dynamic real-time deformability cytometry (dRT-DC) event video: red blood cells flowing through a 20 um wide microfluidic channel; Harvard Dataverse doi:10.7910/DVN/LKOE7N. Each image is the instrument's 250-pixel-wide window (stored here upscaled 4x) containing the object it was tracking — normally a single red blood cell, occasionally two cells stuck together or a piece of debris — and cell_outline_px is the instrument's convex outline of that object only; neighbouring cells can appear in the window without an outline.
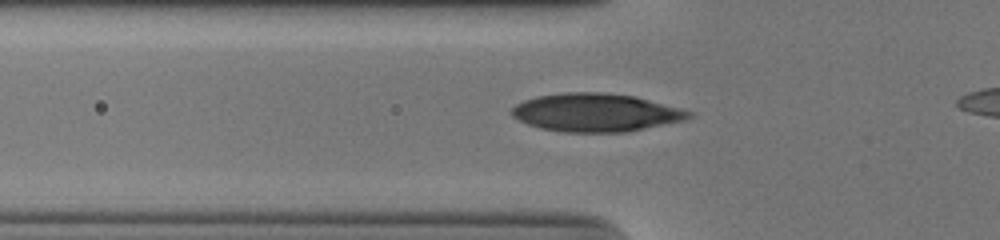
{"species": "human", "species_latin": "Homo sapiens", "temperature_condition": "cold", "stored_images_in_passage": 32, "camera_frame_rate_fps": 3000, "um_per_image_px": 0.085, "donor": {"sex": "male"}, "frame": {"image": 1, "passage_image": 2, "time_ms": 0.333, "image_size_px": [1000, 240], "cell_outline_px": [[692, 116], [684, 120], [624, 132], [564, 132], [540, 128], [528, 124], [512, 116], [508, 112], [516, 104], [524, 100], [540, 96], [568, 92], [604, 92], [636, 96], [692, 112]], "centroid_in_image_um": [50.6, 9.56], "position_along_channel_um": 75.2, "area_um2": 39.07}}
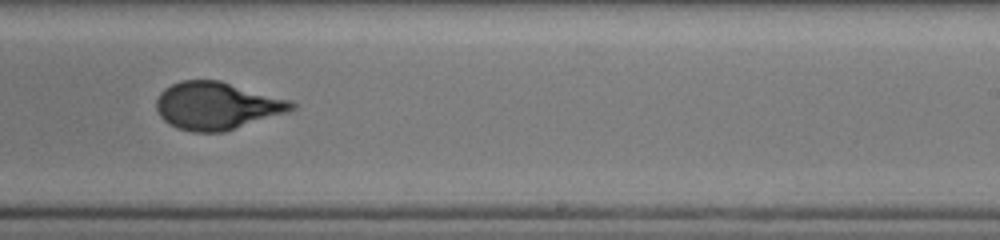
{"frame": {"image": 2, "passage_image": 17, "time_ms": 5.333, "image_size_px": [1000, 240], "cell_outline_px": [[296, 108], [288, 112], [224, 132], [192, 132], [176, 128], [168, 124], [160, 116], [156, 108], [156, 100], [160, 92], [164, 88], [180, 80], [220, 80], [292, 100], [296, 104]], "centroid_in_image_um": [18.43, 8.99], "position_along_channel_um": 270.6, "area_um2": 37.8}}
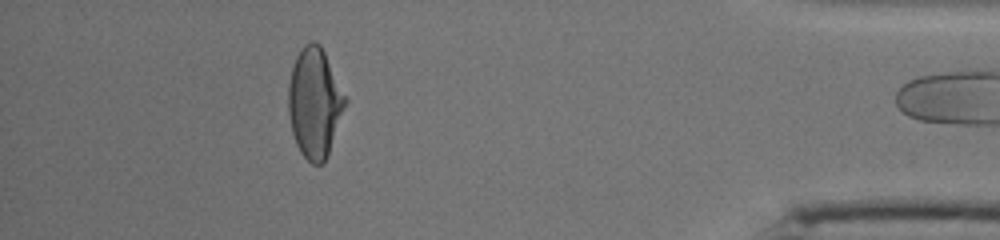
{"frame": {"image": 3, "passage_image": 31, "time_ms": 10.0, "image_size_px": [1000, 240], "cell_outline_px": [[348, 100], [328, 156], [324, 164], [312, 164], [300, 152], [296, 144], [292, 132], [288, 112], [288, 84], [292, 68], [296, 56], [304, 44], [312, 40], [320, 44]], "centroid_in_image_um": [26.74, 8.76], "position_along_channel_um": 408.5, "area_um2": 36.53}}